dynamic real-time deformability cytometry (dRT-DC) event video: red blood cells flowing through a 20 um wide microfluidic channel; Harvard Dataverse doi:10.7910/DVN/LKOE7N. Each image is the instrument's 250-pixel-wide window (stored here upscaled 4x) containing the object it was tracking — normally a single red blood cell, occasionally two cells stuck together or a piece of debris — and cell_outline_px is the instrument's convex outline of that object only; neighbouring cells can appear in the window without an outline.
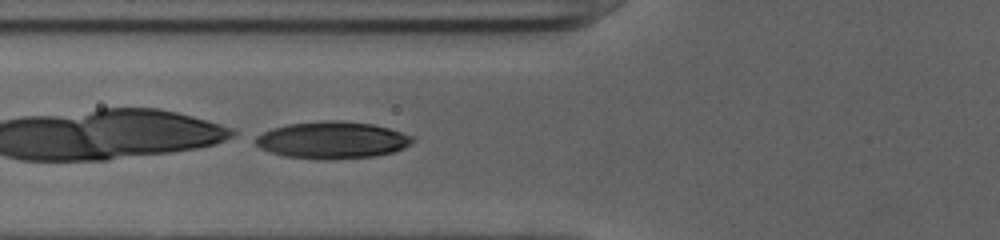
{"species": "human", "species_latin": "Homo sapiens", "temperature_condition": "cold", "stored_images_in_passage": 50, "camera_frame_rate_fps": 3000, "um_per_image_px": 0.085, "donor": {"sex": "female"}, "frame": {"image": 1, "passage_image": 21, "time_ms": 6.667, "image_size_px": [1000, 240], "cell_outline_px": [[416, 140], [412, 144], [404, 148], [392, 152], [372, 156], [324, 160], [320, 160], [284, 156], [268, 152], [260, 148], [256, 144], [256, 136], [272, 128], [288, 124], [324, 120], [336, 120], [372, 124], [388, 128], [412, 136]], "centroid_in_image_um": [28.23, 11.91], "position_along_channel_um": 97.6, "area_um2": 33.87}}
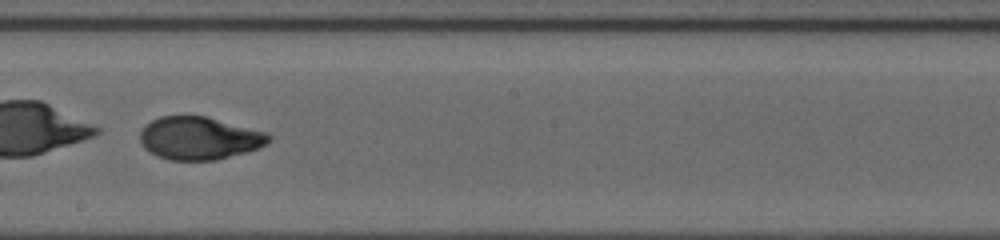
{"frame": {"image": 2, "passage_image": 31, "time_ms": 10.0, "image_size_px": [1000, 240], "cell_outline_px": [[272, 140], [268, 144], [260, 148], [248, 152], [216, 160], [168, 160], [156, 156], [144, 148], [140, 144], [140, 132], [152, 120], [160, 116], [208, 116], [268, 132], [272, 136]], "centroid_in_image_um": [16.99, 11.75], "position_along_channel_um": 231.2, "area_um2": 32.6}}
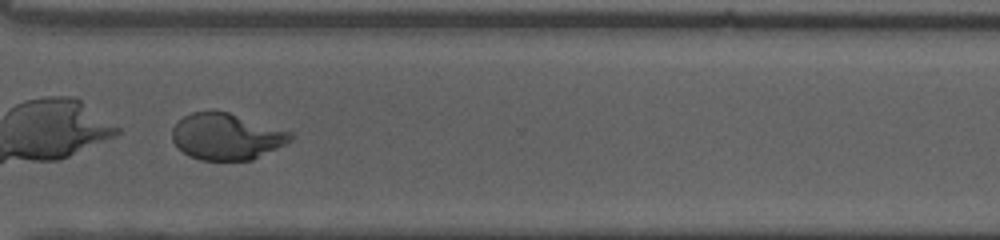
{"frame": {"image": 3, "passage_image": 40, "time_ms": 13.0, "image_size_px": [1000, 240], "cell_outline_px": [[292, 140], [252, 160], [200, 160], [188, 156], [172, 140], [172, 128], [184, 116], [192, 112], [228, 112], [292, 132]], "centroid_in_image_um": [19.24, 11.62], "position_along_channel_um": 351.4, "area_um2": 31.56}}